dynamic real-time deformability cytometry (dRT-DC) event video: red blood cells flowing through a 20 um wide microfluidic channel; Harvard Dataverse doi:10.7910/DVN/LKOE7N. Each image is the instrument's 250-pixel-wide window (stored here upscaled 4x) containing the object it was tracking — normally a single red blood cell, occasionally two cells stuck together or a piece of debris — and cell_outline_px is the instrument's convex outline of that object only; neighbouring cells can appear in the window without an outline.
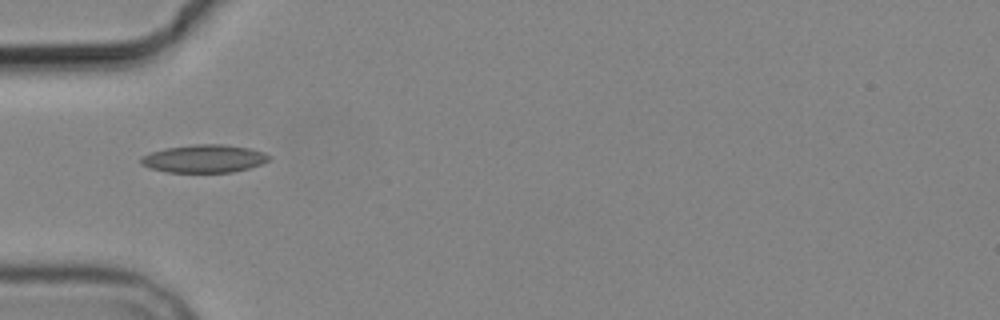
{"species": "common noctule bat (a hibernating species)", "species_latin": "Nyctalus noctula", "temperature_condition": "cold", "stored_images_in_passage": 8, "camera_frame_rate_fps": 3000, "um_per_image_px": 0.085, "animal": {"sex": "male", "body_mass_g": 19.2, "forearm_length_mm": 51.8}, "frame": {"image": 1, "passage_image": 4, "time_ms": 4.667, "image_size_px": [1000, 320], "cell_outline_px": [[272, 156], [268, 160], [260, 164], [248, 168], [232, 172], [168, 172], [152, 168], [140, 164], [140, 156], [164, 148], [196, 144], [224, 144], [248, 148], [264, 152]], "centroid_in_image_um": [17.34, 13.48], "position_along_channel_um": 67.7, "area_um2": 20.75}}
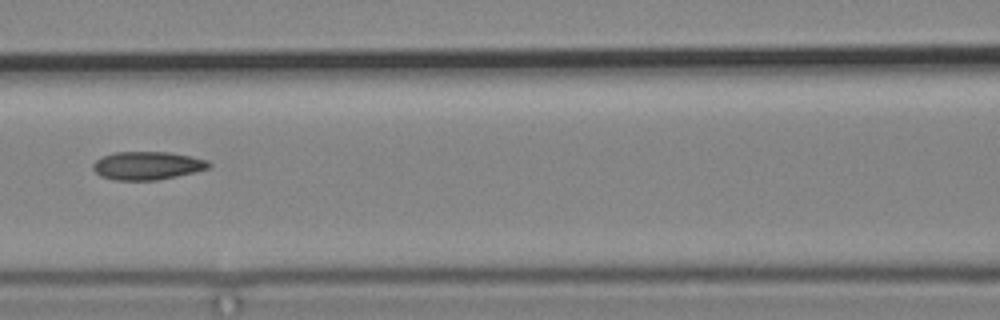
{"frame": {"image": 2, "passage_image": 6, "time_ms": 7.0, "image_size_px": [1000, 320], "cell_outline_px": [[212, 164], [208, 168], [176, 176], [156, 180], [116, 180], [100, 176], [92, 168], [92, 164], [96, 160], [104, 156], [116, 152], [168, 152], [208, 160]], "centroid_in_image_um": [12.49, 14.08], "position_along_channel_um": 154.1, "area_um2": 18.79}}
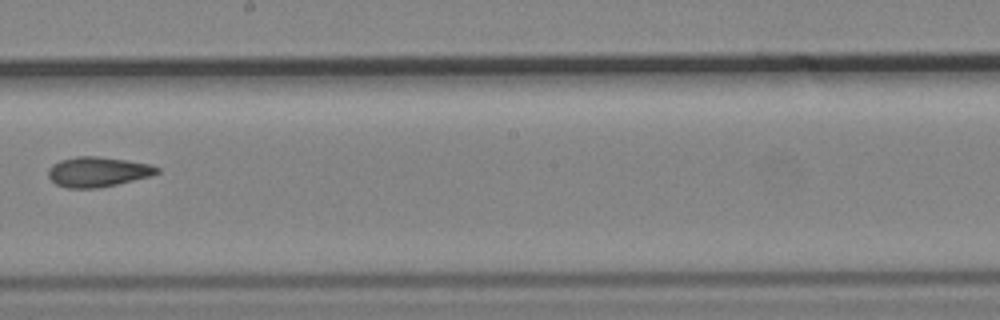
{"frame": {"image": 3, "passage_image": 8, "time_ms": 9.333, "image_size_px": [1000, 320], "cell_outline_px": [[160, 172], [148, 176], [116, 184], [96, 188], [68, 188], [56, 184], [48, 176], [48, 168], [52, 164], [60, 160], [76, 156], [96, 156], [152, 164], [160, 168]], "centroid_in_image_um": [8.28, 14.59], "position_along_channel_um": 239.9, "area_um2": 18.84}}